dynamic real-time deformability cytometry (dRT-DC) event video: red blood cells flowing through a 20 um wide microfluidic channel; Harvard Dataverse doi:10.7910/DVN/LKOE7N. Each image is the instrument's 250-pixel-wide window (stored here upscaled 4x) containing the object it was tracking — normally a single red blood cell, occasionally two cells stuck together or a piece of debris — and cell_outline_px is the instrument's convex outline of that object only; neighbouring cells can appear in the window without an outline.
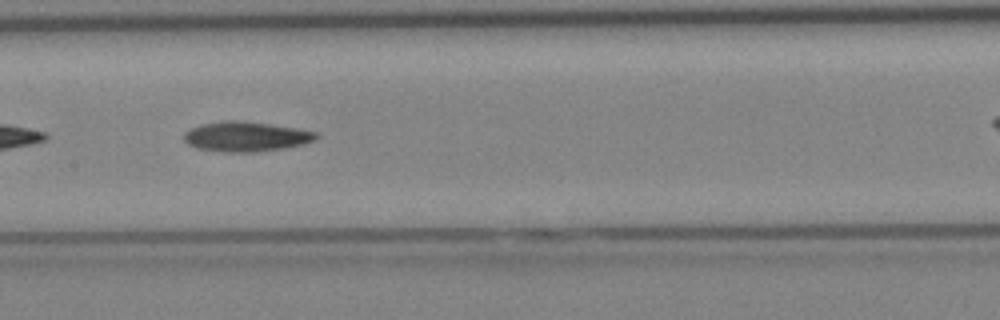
{"species": "Egyptian fruit bat (a non-hibernating species)", "species_latin": "Rousettus aegyptiacus", "temperature_condition": "cold", "stored_images_in_passage": 23, "camera_frame_rate_fps": 3000, "um_per_image_px": 0.085, "animal": {"sex": "female"}, "frame": {"image": 1, "passage_image": 10, "time_ms": 3.0, "image_size_px": [1000, 320], "cell_outline_px": [[320, 136], [312, 140], [300, 144], [284, 148], [256, 152], [220, 152], [196, 148], [188, 144], [184, 140], [184, 132], [200, 124], [224, 120], [236, 120], [268, 124], [296, 128], [316, 132]], "centroid_in_image_um": [20.85, 11.61], "position_along_channel_um": 186.6, "area_um2": 22.89}}
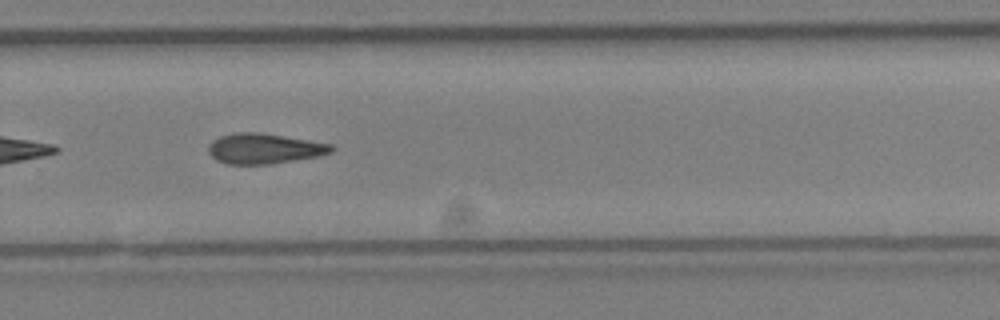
{"frame": {"image": 2, "passage_image": 17, "time_ms": 5.333, "image_size_px": [1000, 320], "cell_outline_px": [[336, 148], [332, 152], [320, 156], [268, 164], [228, 164], [216, 160], [208, 152], [208, 144], [212, 140], [220, 136], [236, 132], [256, 132], [308, 140], [332, 144]], "centroid_in_image_um": [22.45, 12.63], "position_along_channel_um": 307.3, "area_um2": 21.68}}